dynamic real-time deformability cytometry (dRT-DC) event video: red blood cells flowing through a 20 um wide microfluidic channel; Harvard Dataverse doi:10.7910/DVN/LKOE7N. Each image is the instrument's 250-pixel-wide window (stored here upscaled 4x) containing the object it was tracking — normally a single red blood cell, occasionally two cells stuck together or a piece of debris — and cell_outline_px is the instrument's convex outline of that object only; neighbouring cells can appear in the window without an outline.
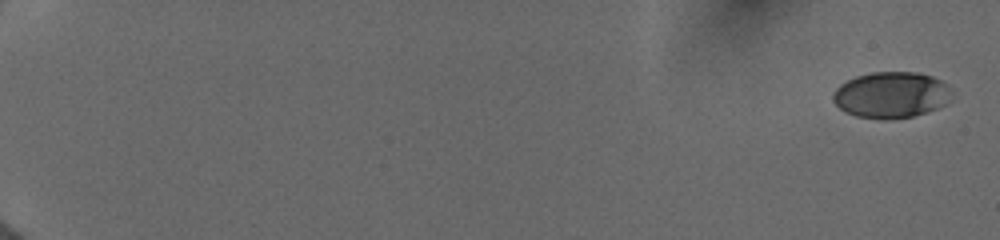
{"species": "human", "species_latin": "Homo sapiens", "temperature_condition": "cold", "stored_images_in_passage": 23, "camera_frame_rate_fps": 3000, "um_per_image_px": 0.085, "donor": {"sex": "female"}, "frame": {"image": 1, "passage_image": 1, "time_ms": 0.0, "image_size_px": [1000, 240], "cell_outline_px": [[944, 104], [936, 108], [912, 116], [884, 120], [856, 116], [844, 112], [832, 100], [832, 96], [836, 88], [840, 84], [856, 76], [872, 72], [916, 72], [932, 76], [940, 80], [944, 84]], "centroid_in_image_um": [75.6, 8.07], "position_along_channel_um": 9.4, "area_um2": 31.1}}
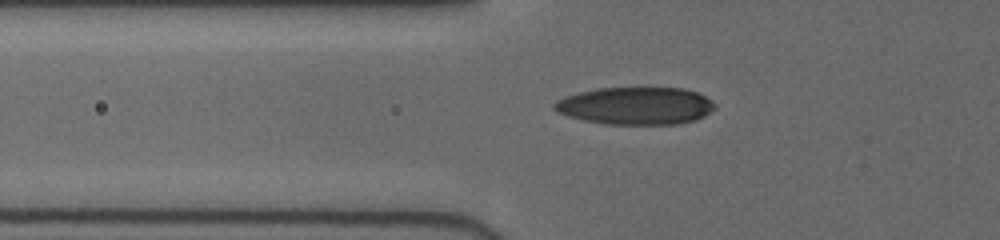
{"frame": {"image": 2, "passage_image": 20, "time_ms": 7.0, "image_size_px": [1000, 240], "cell_outline_px": [[716, 108], [704, 116], [680, 124], [608, 124], [584, 120], [568, 116], [552, 108], [552, 104], [556, 100], [564, 96], [580, 92], [600, 88], [684, 88], [696, 92], [712, 100], [716, 104]], "centroid_in_image_um": [54.04, 8.99], "position_along_channel_um": 71.8, "area_um2": 35.03}}
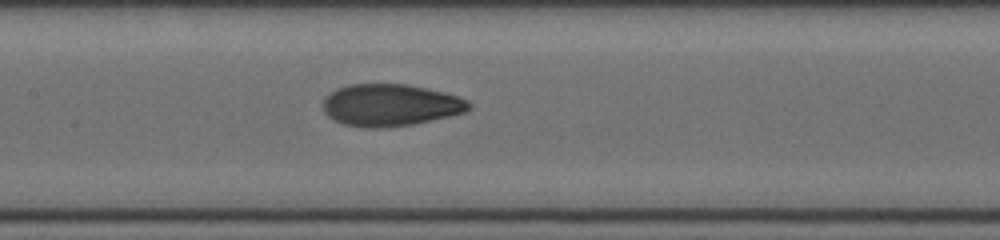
{"frame": {"image": 3, "passage_image": 23, "time_ms": 9.667, "image_size_px": [1000, 240], "cell_outline_px": [[472, 108], [464, 112], [448, 116], [412, 124], [388, 128], [364, 128], [344, 124], [332, 120], [324, 112], [320, 104], [324, 96], [336, 88], [348, 84], [408, 84], [428, 88], [460, 96], [468, 100], [472, 104]], "centroid_in_image_um": [33.14, 8.93], "position_along_channel_um": 174.3, "area_um2": 36.36}}